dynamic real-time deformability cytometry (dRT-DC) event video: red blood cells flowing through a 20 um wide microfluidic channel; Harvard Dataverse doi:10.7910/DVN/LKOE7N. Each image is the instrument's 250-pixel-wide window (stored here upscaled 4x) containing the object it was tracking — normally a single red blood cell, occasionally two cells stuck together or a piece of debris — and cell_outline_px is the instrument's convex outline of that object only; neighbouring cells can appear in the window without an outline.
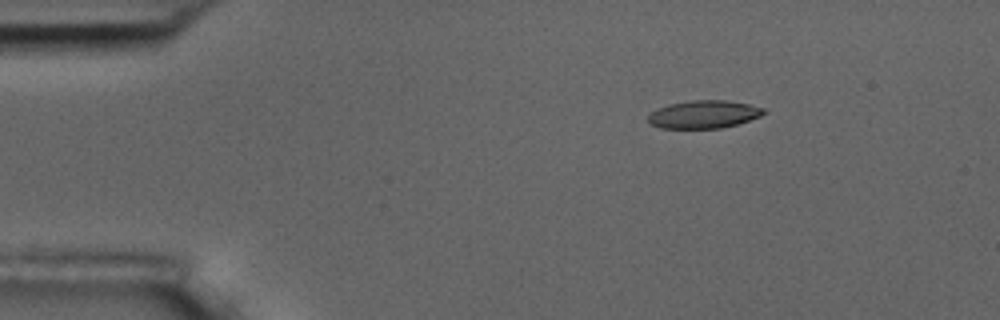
{"species": "common noctule bat (a hibernating species)", "species_latin": "Nyctalus noctula", "temperature_condition": "room temperature", "stored_images_in_passage": 5, "camera_frame_rate_fps": 3000, "um_per_image_px": 0.085, "animal": {"sex": "male", "body_mass_g": 17.5, "forearm_length_mm": 52.3}, "frame": {"image": 1, "passage_image": 3, "time_ms": 2.333, "image_size_px": [1000, 320], "cell_outline_px": [[768, 112], [760, 116], [736, 124], [720, 128], [660, 128], [652, 124], [648, 120], [648, 116], [656, 108], [668, 104], [692, 100], [724, 100], [748, 104], [764, 108]], "centroid_in_image_um": [59.82, 9.71], "position_along_channel_um": 25.2, "area_um2": 18.67}}